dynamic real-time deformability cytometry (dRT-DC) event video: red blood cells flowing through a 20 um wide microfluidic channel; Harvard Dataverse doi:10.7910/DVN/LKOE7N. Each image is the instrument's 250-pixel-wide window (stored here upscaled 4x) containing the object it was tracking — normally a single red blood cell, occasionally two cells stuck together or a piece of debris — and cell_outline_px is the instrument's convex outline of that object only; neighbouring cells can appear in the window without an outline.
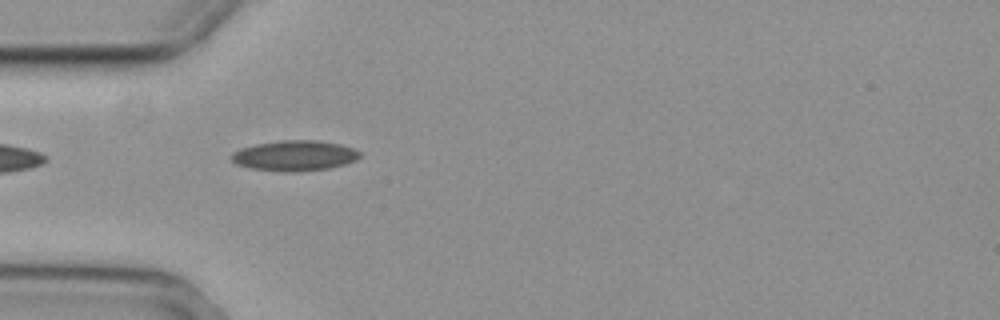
{"species": "common noctule bat (a hibernating species)", "species_latin": "Nyctalus noctula", "temperature_condition": "cold", "stored_images_in_passage": 38, "camera_frame_rate_fps": 3000, "um_per_image_px": 0.085, "animal": {"sex": "female", "body_mass_g": 29.2, "forearm_length_mm": 56.3}, "frame": {"image": 1, "passage_image": 1, "time_ms": 0.0, "image_size_px": [1000, 320], "cell_outline_px": [[360, 156], [356, 160], [344, 164], [328, 168], [296, 172], [280, 172], [248, 168], [236, 164], [232, 160], [232, 152], [240, 148], [256, 144], [280, 140], [316, 140], [340, 144], [352, 148], [360, 152]], "centroid_in_image_um": [25.01, 13.23], "position_along_channel_um": 60.0, "area_um2": 22.83}}
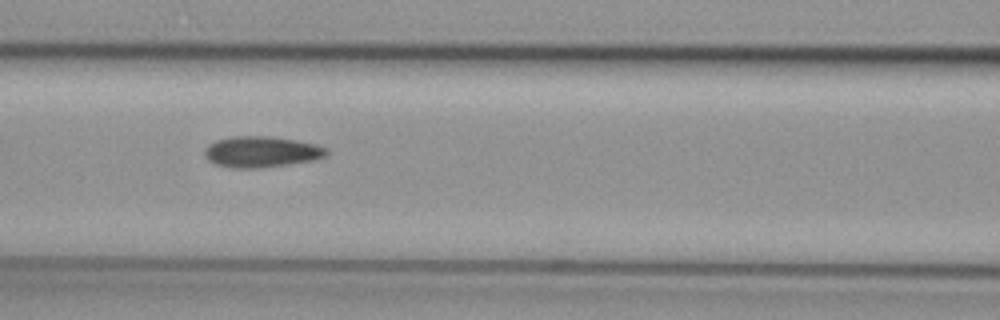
{"frame": {"image": 2, "passage_image": 8, "time_ms": 2.333, "image_size_px": [1000, 320], "cell_outline_px": [[328, 156], [312, 160], [288, 164], [256, 168], [232, 168], [216, 164], [208, 160], [204, 156], [204, 148], [208, 144], [216, 140], [232, 136], [268, 136], [316, 144], [324, 148], [328, 152]], "centroid_in_image_um": [22.16, 12.9], "position_along_channel_um": 144.4, "area_um2": 21.91}}
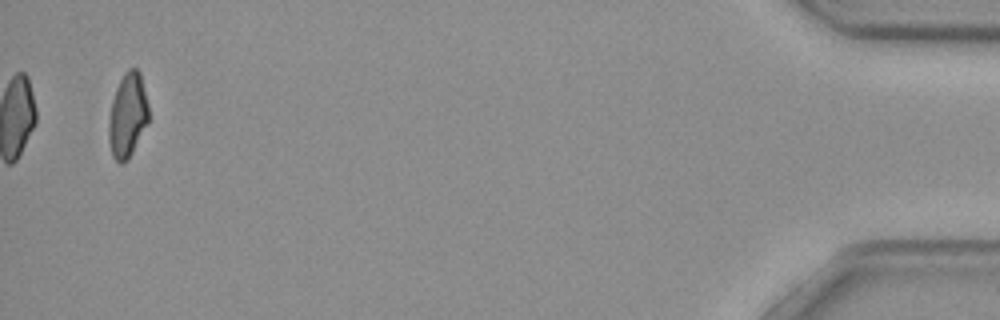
{"frame": {"image": 3, "passage_image": 38, "time_ms": 12.333, "image_size_px": [1000, 320], "cell_outline_px": [[148, 124], [128, 160], [120, 164], [112, 156], [108, 140], [108, 120], [112, 100], [116, 88], [124, 72], [128, 68], [136, 68], [140, 72], [148, 104]], "centroid_in_image_um": [10.84, 9.82], "position_along_channel_um": 424.4, "area_um2": 19.83}, "authors_computed_cell_mechanics": {"area_um2": 21.2126, "velocity_mm_per_s": 3.7159, "shape_relaxation_time_tau1_ms": null, "shape_relaxation_time_tau2_ms": 9.8195, "deformation_change_tau1": null, "deformation_change_tau2": 0.1499}}